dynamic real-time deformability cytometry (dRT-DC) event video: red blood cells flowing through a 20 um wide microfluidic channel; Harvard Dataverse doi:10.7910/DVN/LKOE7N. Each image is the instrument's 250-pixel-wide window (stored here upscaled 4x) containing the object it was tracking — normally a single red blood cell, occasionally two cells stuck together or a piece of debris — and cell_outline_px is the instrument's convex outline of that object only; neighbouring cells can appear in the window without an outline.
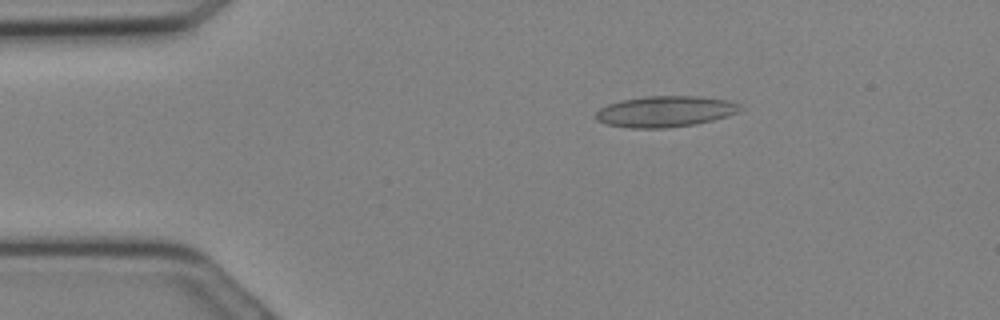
{"species": "Egyptian fruit bat (a non-hibernating species)", "species_latin": "Rousettus aegyptiacus", "temperature_condition": "cold", "stored_images_in_passage": 10, "camera_frame_rate_fps": 3000, "um_per_image_px": 0.085, "animal": {"sex": "female"}, "frame": {"image": 1, "passage_image": 1, "time_ms": 0.0, "image_size_px": [1000, 320], "cell_outline_px": [[740, 112], [728, 116], [696, 124], [664, 128], [632, 128], [604, 124], [596, 120], [596, 112], [600, 108], [608, 104], [620, 100], [644, 96], [700, 96], [728, 100], [736, 104], [740, 108]], "centroid_in_image_um": [56.51, 9.47], "position_along_channel_um": 28.5, "area_um2": 26.13}}
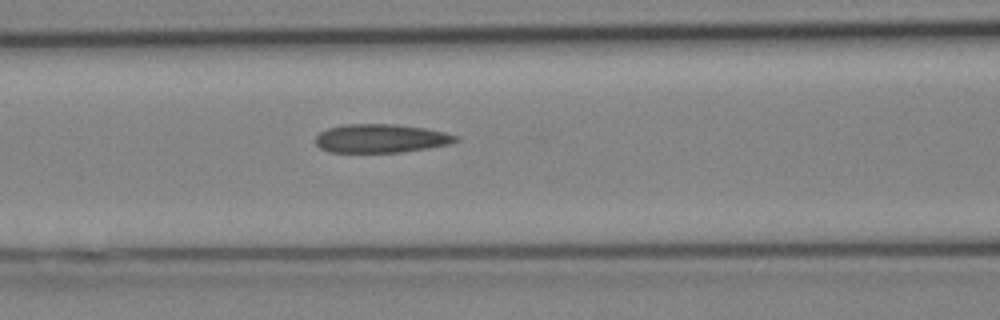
{"frame": {"image": 2, "passage_image": 8, "time_ms": 2.333, "image_size_px": [1000, 320], "cell_outline_px": [[460, 140], [452, 144], [404, 152], [328, 152], [320, 148], [316, 144], [316, 136], [320, 132], [328, 128], [344, 124], [396, 124], [424, 128], [444, 132], [460, 136]], "centroid_in_image_um": [32.41, 11.77], "position_along_channel_um": 134.2, "area_um2": 23.58}}
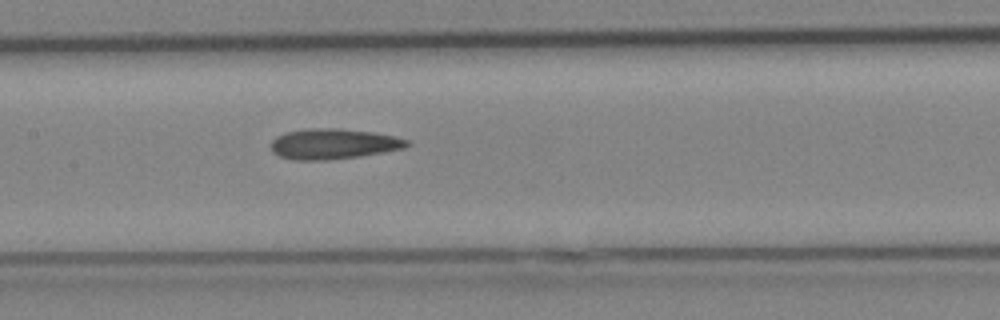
{"frame": {"image": 3, "passage_image": 10, "time_ms": 3.0, "image_size_px": [1000, 320], "cell_outline_px": [[412, 144], [404, 148], [360, 156], [328, 160], [296, 160], [280, 156], [272, 152], [272, 140], [276, 136], [288, 132], [308, 128], [340, 128], [372, 132], [396, 136], [408, 140]], "centroid_in_image_um": [28.36, 12.23], "position_along_channel_um": 179.0, "area_um2": 24.1}}